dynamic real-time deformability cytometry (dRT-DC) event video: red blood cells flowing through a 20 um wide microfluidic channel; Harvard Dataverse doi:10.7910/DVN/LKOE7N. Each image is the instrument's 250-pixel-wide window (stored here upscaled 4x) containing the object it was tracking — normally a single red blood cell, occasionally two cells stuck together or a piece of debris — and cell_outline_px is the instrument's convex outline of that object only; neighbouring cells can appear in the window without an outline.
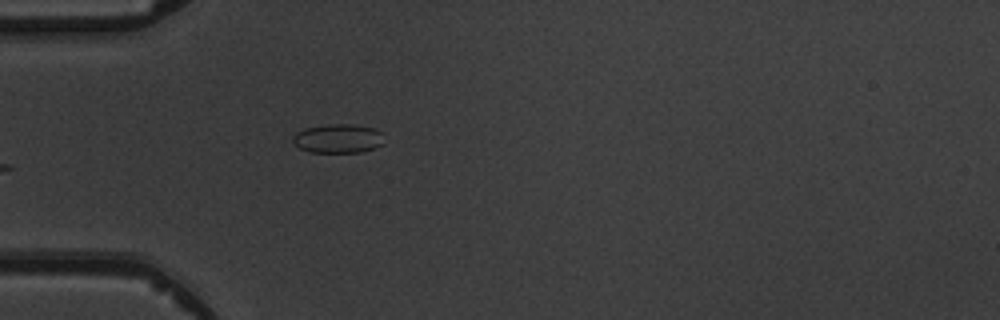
{"species": "common noctule bat (a hibernating species)", "species_latin": "Nyctalus noctula", "temperature_condition": "warm", "stored_images_in_passage": 4, "camera_frame_rate_fps": 3000, "um_per_image_px": 0.085, "animal": {"sex": "male", "body_mass_g": 19.5, "forearm_length_mm": 54.6}, "frame": {"image": 1, "passage_image": 4, "time_ms": 3.667, "image_size_px": [1000, 320], "cell_outline_px": [[384, 144], [376, 148], [360, 152], [308, 152], [300, 148], [292, 140], [292, 136], [296, 132], [304, 128], [332, 124], [352, 124], [376, 128], [380, 132]], "centroid_in_image_um": [28.74, 11.77], "position_along_channel_um": 56.3, "area_um2": 15.49}}